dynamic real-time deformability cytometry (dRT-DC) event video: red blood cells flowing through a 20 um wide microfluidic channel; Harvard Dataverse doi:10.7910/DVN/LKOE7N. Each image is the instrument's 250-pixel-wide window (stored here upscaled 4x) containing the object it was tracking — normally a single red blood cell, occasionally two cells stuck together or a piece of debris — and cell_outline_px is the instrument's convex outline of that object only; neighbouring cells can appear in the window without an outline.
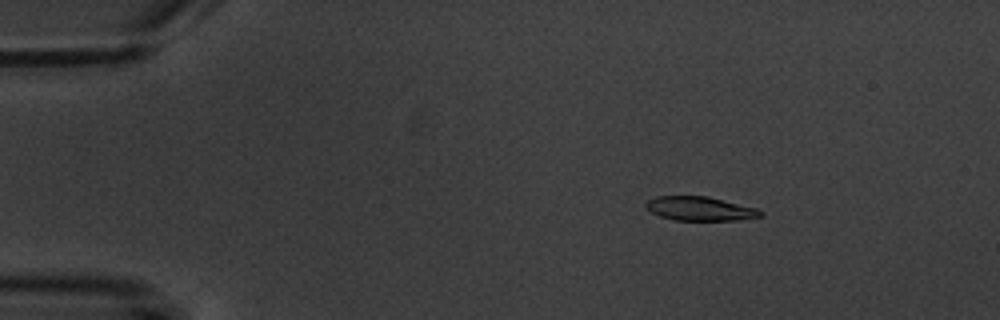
{"species": "common noctule bat (a hibernating species)", "species_latin": "Nyctalus noctula", "temperature_condition": "warm", "stored_images_in_passage": 3, "camera_frame_rate_fps": 3000, "um_per_image_px": 0.085, "animal": {"sex": "male", "body_mass_g": 20.1, "forearm_length_mm": 53.5}, "frame": {"image": 1, "passage_image": 1, "time_ms": 0.0, "image_size_px": [1000, 320], "cell_outline_px": [[764, 216], [736, 220], [676, 220], [660, 216], [652, 212], [644, 204], [648, 200], [656, 196], [708, 196], [756, 208], [764, 212]], "centroid_in_image_um": [59.52, 17.73], "position_along_channel_um": 25.5, "area_um2": 15.95}}